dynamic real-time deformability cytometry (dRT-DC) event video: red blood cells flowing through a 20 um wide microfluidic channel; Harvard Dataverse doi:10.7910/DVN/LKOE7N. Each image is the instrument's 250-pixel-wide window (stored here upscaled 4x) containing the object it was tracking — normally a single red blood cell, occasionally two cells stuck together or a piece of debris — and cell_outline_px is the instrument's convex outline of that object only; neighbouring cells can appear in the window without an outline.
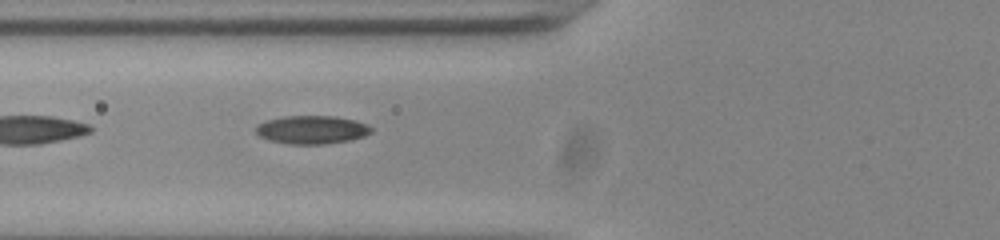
{"species": "common noctule bat (a hibernating species)", "species_latin": "Nyctalus noctula", "temperature_condition": "room temperature", "stored_images_in_passage": 35, "camera_frame_rate_fps": 3000, "um_per_image_px": 0.085, "animal": {"sex": "male", "body_mass_g": 20.0, "forearm_length_mm": 53.3}, "frame": {"image": 1, "passage_image": 3, "time_ms": 0.667, "image_size_px": [1000, 240], "cell_outline_px": [[372, 132], [364, 136], [352, 140], [324, 144], [288, 144], [268, 140], [260, 136], [256, 132], [256, 124], [268, 120], [284, 116], [336, 116], [356, 120], [368, 124], [372, 128]], "centroid_in_image_um": [26.53, 11.03], "position_along_channel_um": 99.3, "area_um2": 19.19}}
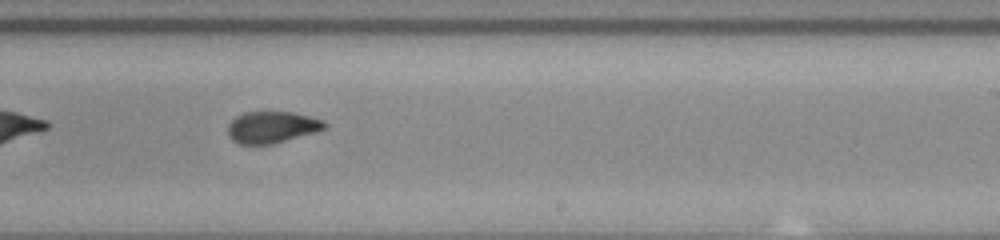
{"frame": {"image": 2, "passage_image": 16, "time_ms": 5.0, "image_size_px": [1000, 240], "cell_outline_px": [[328, 124], [324, 128], [312, 132], [272, 144], [240, 144], [232, 140], [228, 136], [228, 124], [236, 116], [244, 112], [292, 112], [324, 120]], "centroid_in_image_um": [23.06, 10.8], "position_along_channel_um": 265.9, "area_um2": 17.57}}
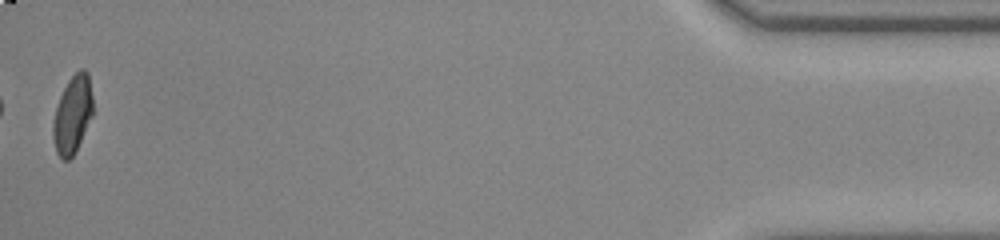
{"frame": {"image": 3, "passage_image": 35, "time_ms": 11.333, "image_size_px": [1000, 240], "cell_outline_px": [[92, 116], [76, 152], [68, 160], [64, 160], [56, 152], [52, 132], [52, 124], [56, 108], [60, 96], [68, 80], [80, 68], [84, 68], [88, 72], [92, 96]], "centroid_in_image_um": [6.17, 9.73], "position_along_channel_um": 429.0, "area_um2": 18.03}, "authors_computed_cell_mechanics": {"area_um2": 18.785, "velocity_mm_per_s": 3.8472, "shape_relaxation_time_tau1_ms": null, "shape_relaxation_time_tau2_ms": 1.6514, "deformation_change_tau1": null, "deformation_change_tau2": 0.0676}}